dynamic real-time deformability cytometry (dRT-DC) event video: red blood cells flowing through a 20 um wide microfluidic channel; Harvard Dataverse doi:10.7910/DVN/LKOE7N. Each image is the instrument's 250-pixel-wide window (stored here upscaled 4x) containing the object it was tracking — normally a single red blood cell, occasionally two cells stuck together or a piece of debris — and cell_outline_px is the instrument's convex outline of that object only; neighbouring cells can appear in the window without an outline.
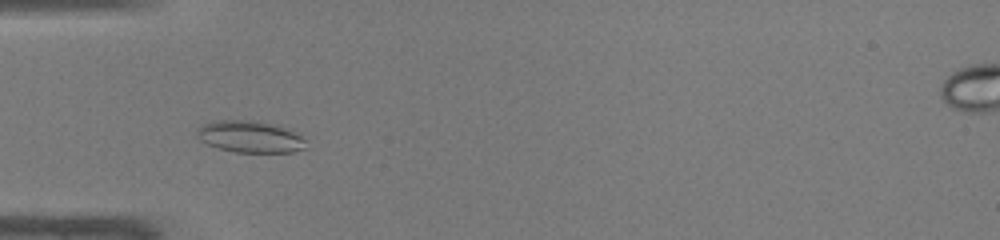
{"species": "common noctule bat (a hibernating species)", "species_latin": "Nyctalus noctula", "temperature_condition": "warm", "stored_images_in_passage": 22, "camera_frame_rate_fps": 3000, "um_per_image_px": 0.085, "animal": {"sex": "male", "body_mass_g": 19.0, "forearm_length_mm": 50.8}, "frame": {"image": 1, "passage_image": 3, "time_ms": 0.667, "image_size_px": [1000, 240], "cell_outline_px": [[308, 148], [292, 152], [236, 152], [220, 148], [208, 144], [200, 140], [196, 136], [196, 128], [212, 120], [252, 120], [284, 128], [300, 136], [304, 140]], "centroid_in_image_um": [21.2, 11.62], "position_along_channel_um": 63.8, "area_um2": 19.94}}
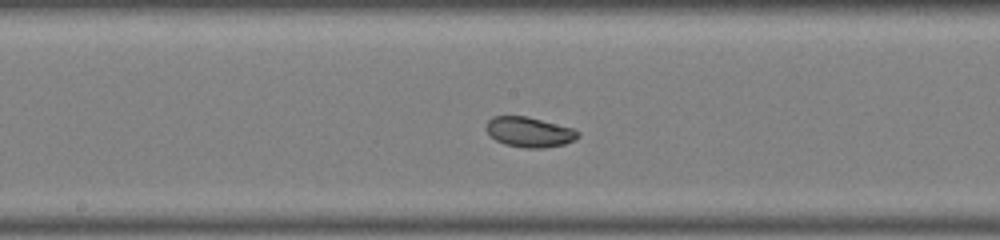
{"frame": {"image": 2, "passage_image": 13, "time_ms": 4.0, "image_size_px": [1000, 240], "cell_outline_px": [[580, 136], [576, 140], [564, 144], [544, 148], [524, 148], [504, 144], [496, 140], [484, 128], [488, 120], [492, 116], [528, 116], [572, 128], [580, 132]], "centroid_in_image_um": [45.0, 11.22], "position_along_channel_um": 203.2, "area_um2": 16.24}}
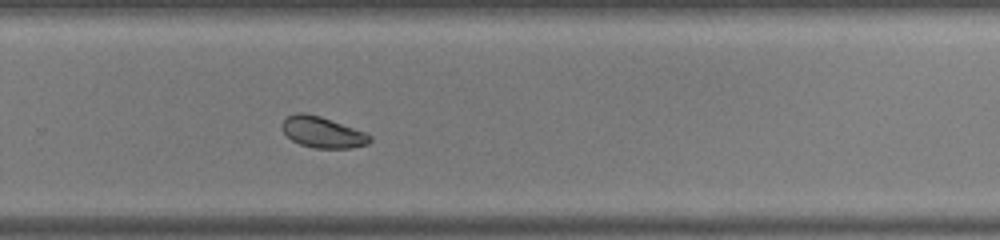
{"frame": {"image": 3, "passage_image": 20, "time_ms": 6.333, "image_size_px": [1000, 240], "cell_outline_px": [[372, 140], [368, 144], [352, 148], [312, 148], [300, 144], [292, 140], [284, 132], [280, 124], [288, 116], [296, 112], [304, 112], [320, 116], [368, 132], [372, 136]], "centroid_in_image_um": [27.46, 11.24], "position_along_channel_um": 302.3, "area_um2": 16.13}}